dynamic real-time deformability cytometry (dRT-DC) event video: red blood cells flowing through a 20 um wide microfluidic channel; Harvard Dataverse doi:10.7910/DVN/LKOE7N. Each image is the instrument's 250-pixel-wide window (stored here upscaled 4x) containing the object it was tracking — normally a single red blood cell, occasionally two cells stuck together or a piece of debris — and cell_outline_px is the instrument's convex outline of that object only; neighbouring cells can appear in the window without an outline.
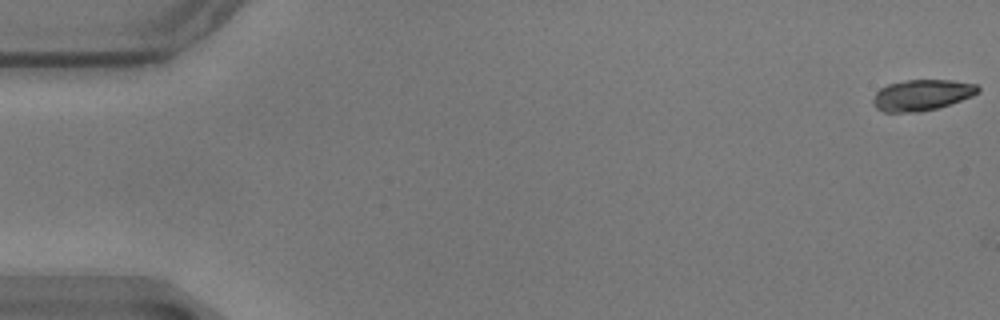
{"species": "common noctule bat (a hibernating species)", "species_latin": "Nyctalus noctula", "temperature_condition": "warm", "stored_images_in_passage": 57, "camera_frame_rate_fps": 3000, "um_per_image_px": 0.085, "animal": {"sex": "male", "body_mass_g": 17.9}, "frame": {"image": 1, "passage_image": 1, "time_ms": 0.0, "image_size_px": [1000, 320], "cell_outline_px": [[980, 92], [972, 96], [936, 108], [920, 112], [884, 112], [876, 108], [872, 104], [872, 100], [876, 92], [880, 88], [888, 84], [908, 80], [952, 80], [976, 84], [980, 88]], "centroid_in_image_um": [78.34, 8.08], "position_along_channel_um": 6.7, "area_um2": 18.9}}
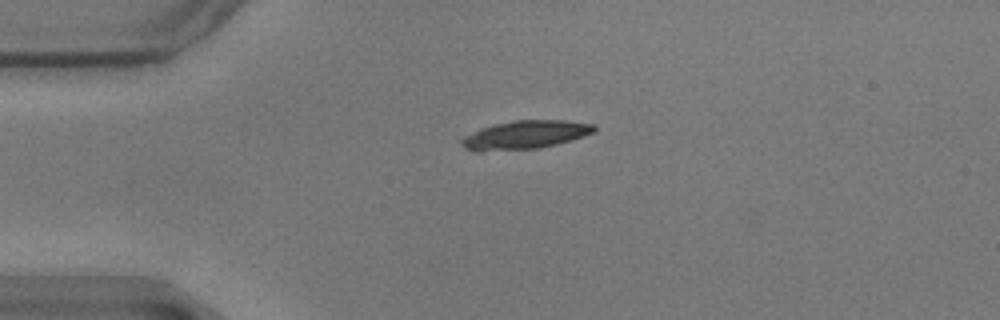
{"frame": {"image": 2, "passage_image": 14, "time_ms": 4.333, "image_size_px": [1000, 320], "cell_outline_px": [[596, 132], [572, 140], [540, 148], [480, 152], [476, 152], [464, 148], [460, 144], [460, 140], [464, 136], [480, 128], [496, 124], [516, 120], [564, 120], [596, 124]], "centroid_in_image_um": [44.64, 11.47], "position_along_channel_um": 40.4, "area_um2": 22.25}}
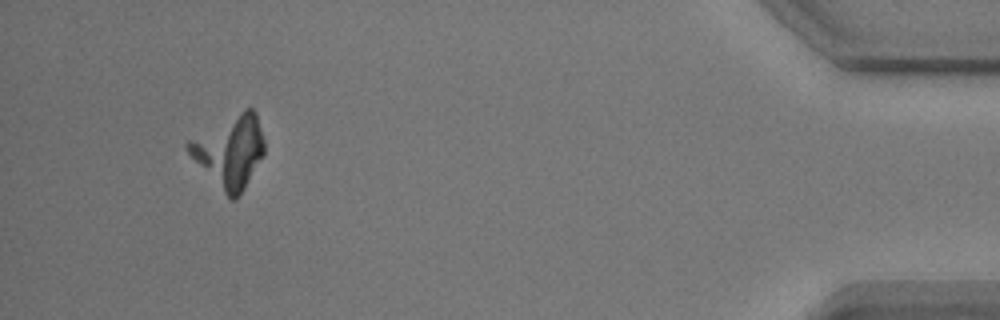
{"frame": {"image": 3, "passage_image": 54, "time_ms": 17.667, "image_size_px": [1000, 320], "cell_outline_px": [[264, 156], [244, 188], [236, 200], [228, 200], [188, 152], [184, 144], [188, 140], [244, 108], [252, 108], [256, 112], [264, 140]], "centroid_in_image_um": [19.54, 12.88], "position_along_channel_um": 415.7, "area_um2": 31.79}}